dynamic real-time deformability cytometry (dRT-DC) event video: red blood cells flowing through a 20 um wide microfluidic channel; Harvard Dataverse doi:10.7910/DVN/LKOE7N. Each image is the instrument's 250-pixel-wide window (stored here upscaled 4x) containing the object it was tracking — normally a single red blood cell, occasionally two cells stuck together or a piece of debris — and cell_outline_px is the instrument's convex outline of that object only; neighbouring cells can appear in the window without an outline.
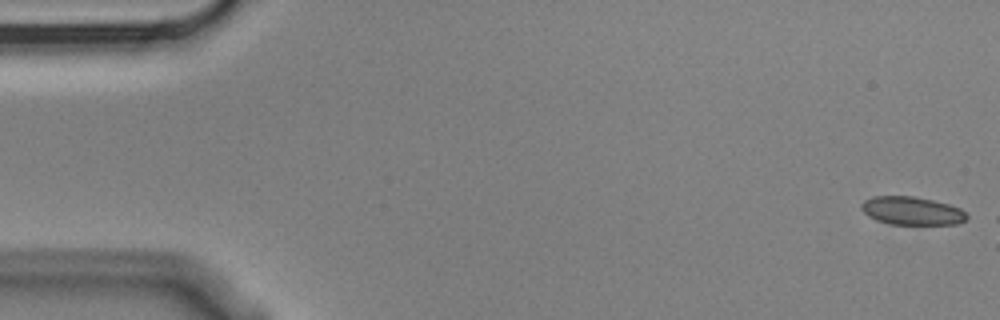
{"species": "Egyptian fruit bat (a non-hibernating species)", "species_latin": "Rousettus aegyptiacus", "temperature_condition": "cold", "stored_images_in_passage": 5, "camera_frame_rate_fps": 3000, "um_per_image_px": 0.085, "animal": {"sex": "male"}, "frame": {"image": 1, "passage_image": 1, "time_ms": 0.0, "image_size_px": [1000, 320], "cell_outline_px": [[968, 216], [964, 220], [956, 224], [888, 224], [876, 220], [868, 216], [860, 208], [860, 204], [864, 200], [872, 196], [912, 196], [932, 200], [948, 204], [960, 208]], "centroid_in_image_um": [77.45, 17.91], "position_along_channel_um": 7.5, "area_um2": 17.28}}
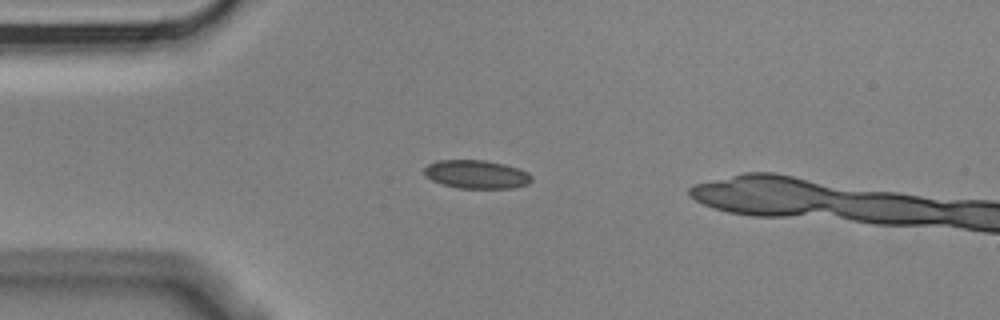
{"frame": {"image": 2, "passage_image": 4, "time_ms": 1.0, "image_size_px": [1000, 320], "cell_outline_px": [[532, 180], [528, 184], [516, 188], [456, 188], [432, 180], [424, 172], [424, 168], [428, 164], [436, 160], [484, 160], [504, 164], [520, 168], [528, 172], [532, 176]], "centroid_in_image_um": [40.54, 14.81], "position_along_channel_um": 44.5, "area_um2": 17.86}}